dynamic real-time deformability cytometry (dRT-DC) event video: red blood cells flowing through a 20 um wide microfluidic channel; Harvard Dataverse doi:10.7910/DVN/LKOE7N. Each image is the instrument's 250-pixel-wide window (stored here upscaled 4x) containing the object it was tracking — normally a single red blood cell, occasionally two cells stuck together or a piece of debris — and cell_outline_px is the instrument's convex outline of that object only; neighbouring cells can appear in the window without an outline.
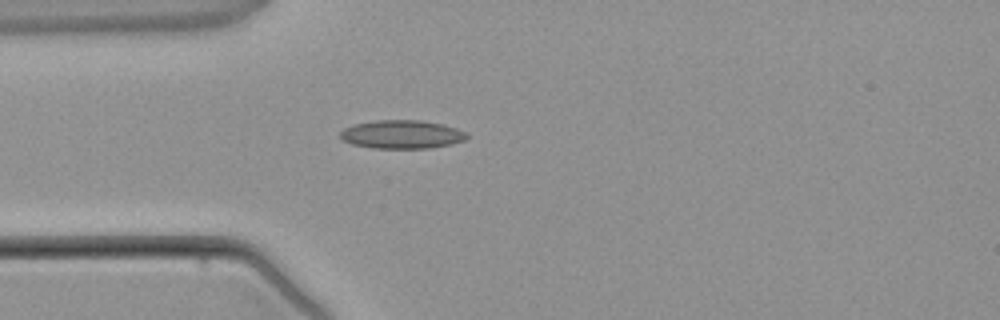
{"species": "common noctule bat (a hibernating species)", "species_latin": "Nyctalus noctula", "temperature_condition": "warm", "stored_images_in_passage": 1, "camera_frame_rate_fps": 3000, "um_per_image_px": 0.085, "animal": {"sex": "male", "body_mass_g": 21.5, "forearm_length_mm": 52.0}, "frame": {"image": 1, "passage_image": 1, "time_ms": 0.0, "image_size_px": [1000, 320], "cell_outline_px": [[468, 136], [464, 140], [452, 144], [432, 148], [372, 148], [352, 144], [344, 140], [340, 136], [340, 132], [344, 128], [352, 124], [376, 120], [420, 120], [440, 124], [456, 128], [468, 132]], "centroid_in_image_um": [34.16, 11.42], "position_along_channel_um": 50.8, "area_um2": 21.04}}